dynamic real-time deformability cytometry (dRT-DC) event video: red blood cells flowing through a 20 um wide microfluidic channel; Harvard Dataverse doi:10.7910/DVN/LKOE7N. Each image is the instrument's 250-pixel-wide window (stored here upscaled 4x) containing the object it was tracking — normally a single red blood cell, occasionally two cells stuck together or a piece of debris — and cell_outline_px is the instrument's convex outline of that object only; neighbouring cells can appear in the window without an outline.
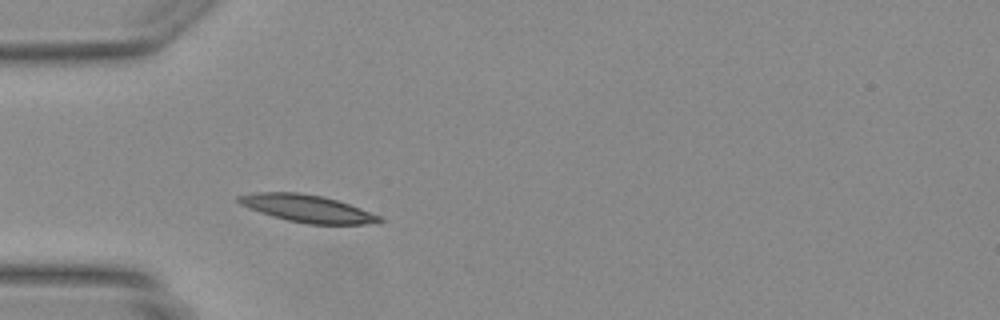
{"species": "Egyptian fruit bat (a non-hibernating species)", "species_latin": "Rousettus aegyptiacus", "temperature_condition": "warm", "stored_images_in_passage": 4, "camera_frame_rate_fps": 3000, "um_per_image_px": 0.085, "animal": {"sex": "female"}, "frame": {"image": 1, "passage_image": 1, "time_ms": 0.0, "image_size_px": [1000, 320], "cell_outline_px": [[384, 220], [380, 224], [308, 224], [288, 220], [272, 216], [260, 212], [240, 204], [236, 200], [236, 196], [256, 192], [296, 192], [324, 196], [360, 208], [380, 216]], "centroid_in_image_um": [26.13, 17.72], "position_along_channel_um": 58.9, "area_um2": 22.43}}